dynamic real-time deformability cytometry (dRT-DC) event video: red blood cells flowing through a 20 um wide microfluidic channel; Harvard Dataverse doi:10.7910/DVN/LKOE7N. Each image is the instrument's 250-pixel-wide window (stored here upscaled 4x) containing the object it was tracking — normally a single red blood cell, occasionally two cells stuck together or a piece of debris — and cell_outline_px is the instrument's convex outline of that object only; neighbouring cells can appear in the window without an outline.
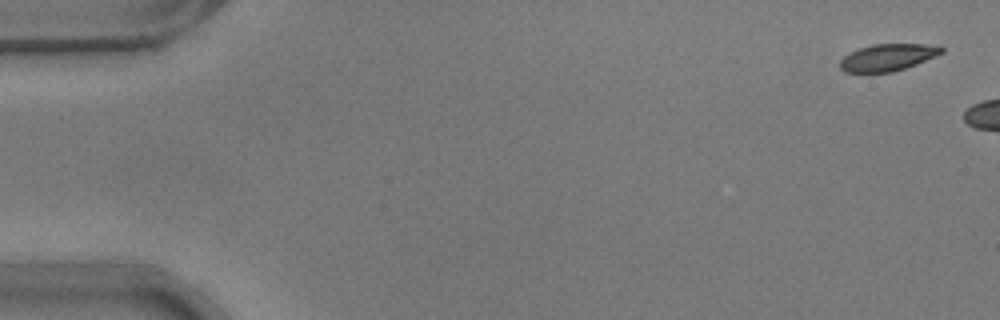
{"species": "common noctule bat (a hibernating species)", "species_latin": "Nyctalus noctula", "temperature_condition": "warm", "stored_images_in_passage": 8, "camera_frame_rate_fps": 3000, "um_per_image_px": 0.085, "animal": {"sex": "male", "body_mass_g": 17.9}, "frame": {"image": 1, "passage_image": 2, "time_ms": 0.333, "image_size_px": [1000, 320], "cell_outline_px": [[944, 52], [936, 56], [916, 64], [892, 72], [844, 72], [840, 68], [840, 60], [844, 56], [860, 48], [872, 44], [924, 44], [944, 48]], "centroid_in_image_um": [75.45, 4.88], "position_along_channel_um": 9.6, "area_um2": 15.72}}